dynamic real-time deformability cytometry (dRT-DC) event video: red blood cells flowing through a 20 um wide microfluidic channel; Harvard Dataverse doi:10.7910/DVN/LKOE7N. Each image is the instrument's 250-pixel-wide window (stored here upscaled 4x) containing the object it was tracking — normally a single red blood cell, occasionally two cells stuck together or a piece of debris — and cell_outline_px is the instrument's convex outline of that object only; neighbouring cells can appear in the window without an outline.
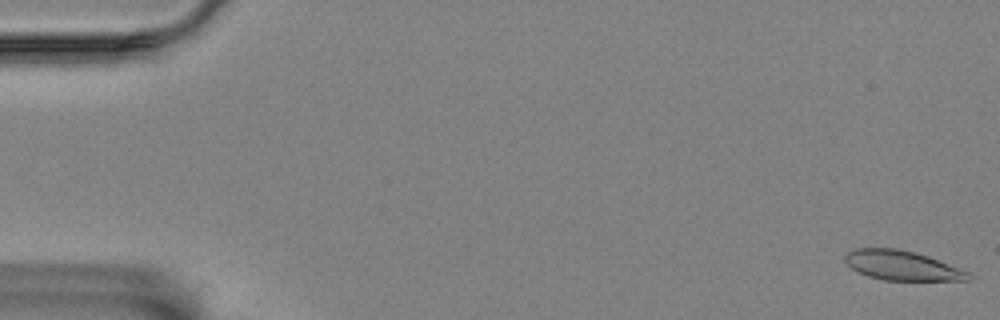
{"species": "Egyptian fruit bat (a non-hibernating species)", "species_latin": "Rousettus aegyptiacus", "temperature_condition": "room temperature", "stored_images_in_passage": 59, "camera_frame_rate_fps": 3000, "um_per_image_px": 0.085, "animal": {"sex": "female"}, "frame": {"image": 1, "passage_image": 1, "time_ms": 0.0, "image_size_px": [1000, 320], "cell_outline_px": [[972, 276], [968, 280], [884, 280], [868, 276], [856, 272], [844, 260], [844, 256], [848, 252], [856, 248], [896, 248], [916, 252], [928, 256], [968, 272]], "centroid_in_image_um": [76.63, 22.56], "position_along_channel_um": 8.4, "area_um2": 21.1}}
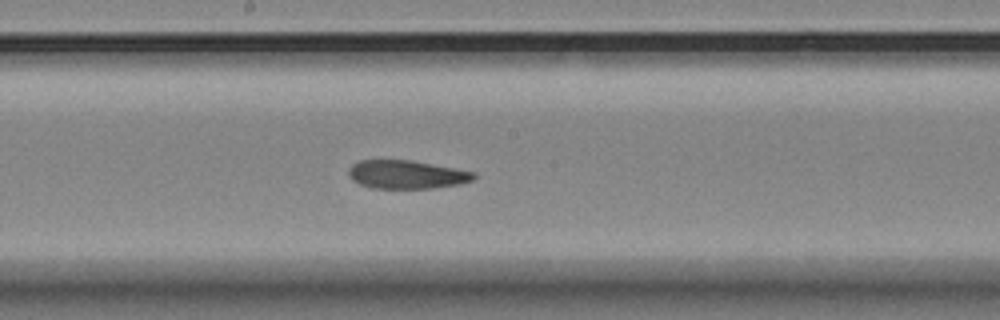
{"frame": {"image": 2, "passage_image": 31, "time_ms": 10.0, "image_size_px": [1000, 320], "cell_outline_px": [[476, 176], [472, 180], [460, 184], [432, 188], [372, 188], [360, 184], [352, 180], [348, 176], [348, 168], [352, 164], [360, 160], [408, 160], [476, 172]], "centroid_in_image_um": [34.52, 14.83], "position_along_channel_um": 213.7, "area_um2": 20.63}}
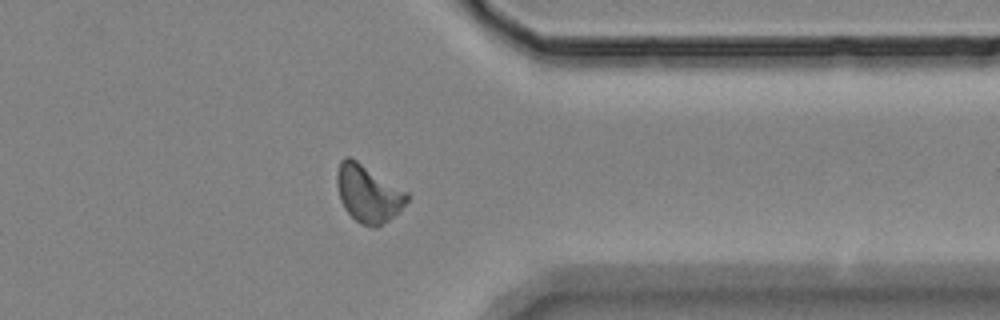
{"frame": {"image": 3, "passage_image": 46, "time_ms": 15.0, "image_size_px": [1000, 320], "cell_outline_px": [[408, 200], [400, 212], [376, 228], [372, 228], [360, 224], [344, 208], [340, 200], [336, 184], [336, 176], [340, 160], [348, 156], [356, 160], [408, 192]], "centroid_in_image_um": [31.29, 16.47], "position_along_channel_um": 380.1, "area_um2": 23.41}, "authors_computed_cell_mechanics": {"area_um2": 21.7906, "velocity_mm_per_s": 3.4571, "shape_relaxation_time_tau1_ms": null, "shape_relaxation_time_tau2_ms": 2.8418, "deformation_change_tau1": null, "deformation_change_tau2": 0.1021}}